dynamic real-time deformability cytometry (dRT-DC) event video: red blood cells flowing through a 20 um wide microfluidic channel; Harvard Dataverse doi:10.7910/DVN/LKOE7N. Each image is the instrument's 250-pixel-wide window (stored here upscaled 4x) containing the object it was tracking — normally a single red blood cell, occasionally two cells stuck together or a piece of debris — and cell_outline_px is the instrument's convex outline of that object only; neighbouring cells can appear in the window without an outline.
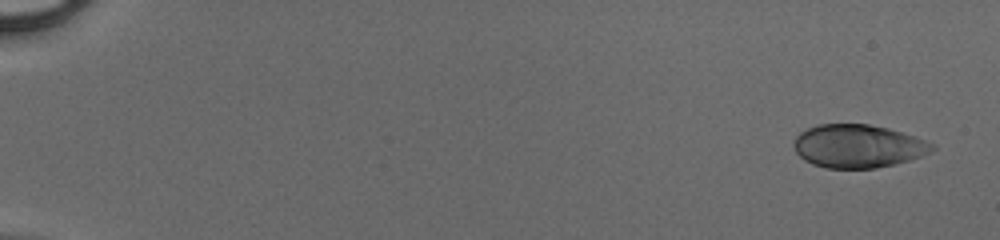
{"species": "human", "species_latin": "Homo sapiens", "temperature_condition": "cold", "stored_images_in_passage": 37, "camera_frame_rate_fps": 3000, "um_per_image_px": 0.085, "donor": {"sex": "male"}, "frame": {"image": 1, "passage_image": 1, "time_ms": 0.0, "image_size_px": [1000, 240], "cell_outline_px": [[936, 148], [932, 152], [908, 160], [876, 168], [824, 168], [812, 164], [804, 160], [796, 152], [792, 144], [796, 136], [800, 132], [808, 128], [820, 124], [868, 124], [888, 128], [916, 136], [936, 144]], "centroid_in_image_um": [72.94, 12.42], "position_along_channel_um": 12.1, "area_um2": 34.97}}
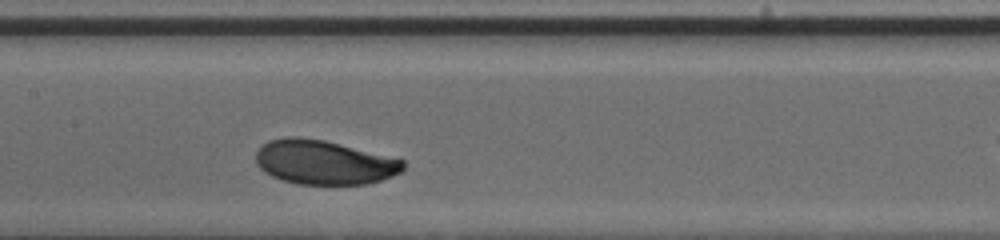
{"frame": {"image": 2, "passage_image": 21, "time_ms": 6.667, "image_size_px": [1000, 240], "cell_outline_px": [[404, 168], [400, 172], [392, 176], [368, 184], [296, 184], [280, 180], [264, 172], [256, 164], [256, 152], [268, 140], [284, 136], [300, 136], [324, 140], [404, 160]], "centroid_in_image_um": [27.49, 13.79], "position_along_channel_um": 179.9, "area_um2": 38.03}}
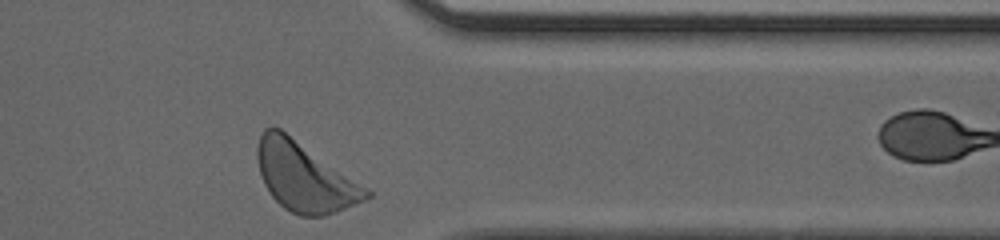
{"frame": {"image": 3, "passage_image": 36, "time_ms": 11.667, "image_size_px": [1000, 240], "cell_outline_px": [[372, 196], [364, 200], [336, 212], [324, 216], [300, 216], [284, 208], [272, 196], [264, 184], [260, 172], [256, 156], [256, 148], [260, 132], [264, 128], [280, 128], [372, 192]], "centroid_in_image_um": [25.84, 15.04], "position_along_channel_um": 385.6, "area_um2": 43.06}}